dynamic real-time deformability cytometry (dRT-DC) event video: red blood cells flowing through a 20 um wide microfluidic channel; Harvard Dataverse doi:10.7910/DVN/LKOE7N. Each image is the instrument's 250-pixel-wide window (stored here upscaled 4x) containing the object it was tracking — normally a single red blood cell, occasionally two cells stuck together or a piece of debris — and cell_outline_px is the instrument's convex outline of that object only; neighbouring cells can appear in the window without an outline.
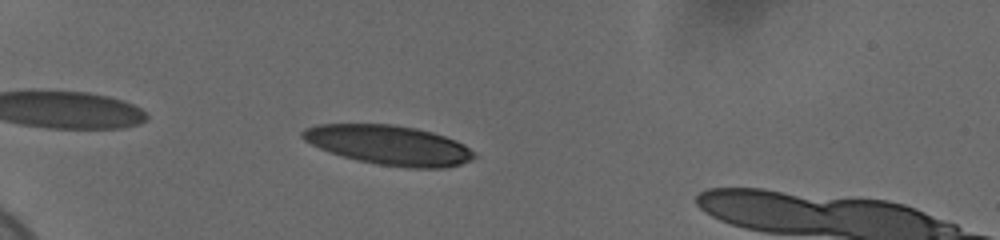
{"species": "human", "species_latin": "Homo sapiens", "temperature_condition": "cold", "stored_images_in_passage": 43, "camera_frame_rate_fps": 3000, "um_per_image_px": 0.085, "donor": {"sex": "female"}, "frame": {"image": 1, "passage_image": 4, "time_ms": 1.0, "image_size_px": [1000, 240], "cell_outline_px": [[476, 156], [472, 160], [460, 164], [444, 168], [408, 168], [380, 164], [356, 160], [328, 152], [304, 140], [300, 136], [300, 132], [304, 128], [316, 124], [392, 124], [416, 128], [432, 132], [456, 140], [464, 144], [476, 152]], "centroid_in_image_um": [33.07, 12.33], "position_along_channel_um": 51.9, "area_um2": 39.77}}
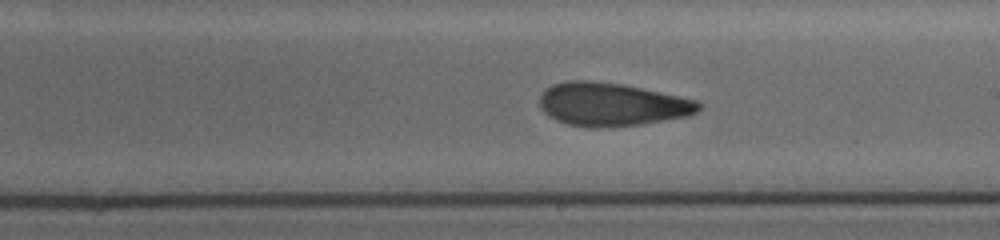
{"frame": {"image": 2, "passage_image": 22, "time_ms": 7.0, "image_size_px": [1000, 240], "cell_outline_px": [[704, 104], [696, 112], [688, 116], [640, 124], [596, 128], [592, 128], [568, 124], [556, 120], [548, 116], [540, 108], [540, 96], [552, 84], [564, 80], [592, 80], [624, 84], [680, 96], [696, 100]], "centroid_in_image_um": [51.99, 8.86], "position_along_channel_um": 237.0, "area_um2": 40.23}}
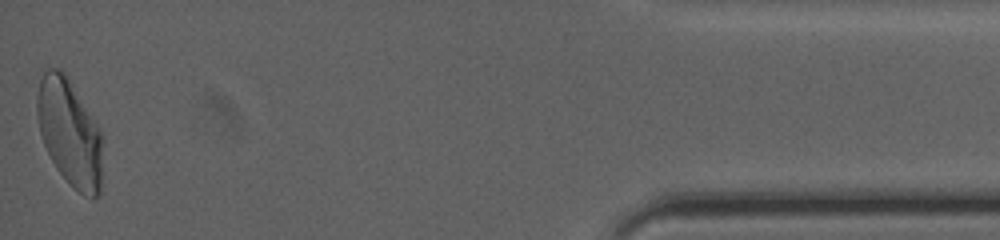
{"frame": {"image": 3, "passage_image": 43, "time_ms": 14.0, "image_size_px": [1000, 240], "cell_outline_px": [[104, 140], [100, 196], [92, 200], [84, 196], [72, 188], [56, 168], [44, 144], [40, 132], [36, 116], [36, 96], [40, 80], [44, 68], [60, 68], [64, 72], [100, 128], [104, 136]], "centroid_in_image_um": [5.95, 11.32], "position_along_channel_um": 429.3, "area_um2": 41.67}, "authors_computed_cell_mechanics": {"area_um2": 39.9976, "velocity_mm_per_s": 3.699, "shape_relaxation_time_tau1_ms": 7.7512, "shape_relaxation_time_tau2_ms": 2.2033, "deformation_change_tau1": 0.217, "deformation_change_tau2": 0.0986}}